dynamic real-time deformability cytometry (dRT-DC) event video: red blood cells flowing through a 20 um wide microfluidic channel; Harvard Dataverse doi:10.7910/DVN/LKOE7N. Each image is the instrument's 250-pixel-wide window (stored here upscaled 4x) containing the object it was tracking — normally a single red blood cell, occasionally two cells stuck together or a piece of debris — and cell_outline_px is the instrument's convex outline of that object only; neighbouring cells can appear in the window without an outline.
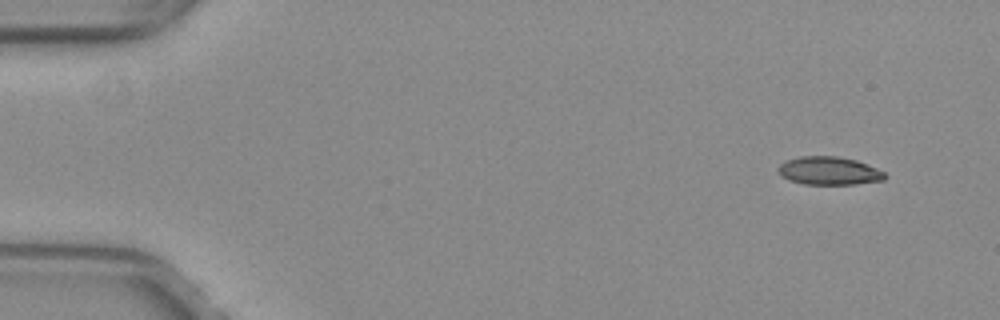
{"species": "common noctule bat (a hibernating species)", "species_latin": "Nyctalus noctula", "temperature_condition": "warm", "stored_images_in_passage": 53, "camera_frame_rate_fps": 3000, "um_per_image_px": 0.085, "animal": {"sex": "female", "body_mass_g": 29.2, "forearm_length_mm": 56.3}, "frame": {"image": 1, "passage_image": 5, "time_ms": 1.333, "image_size_px": [1000, 320], "cell_outline_px": [[888, 176], [884, 180], [856, 184], [804, 184], [788, 180], [780, 176], [776, 168], [784, 160], [800, 156], [836, 156], [856, 160], [876, 168], [884, 172]], "centroid_in_image_um": [70.43, 14.52], "position_along_channel_um": 14.6, "area_um2": 17.69}}
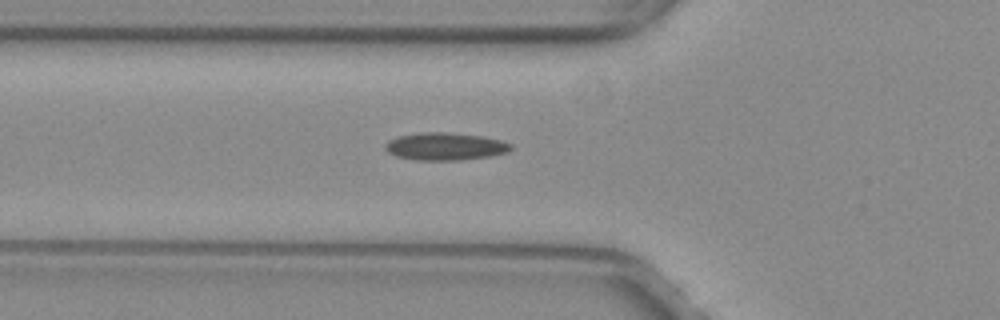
{"frame": {"image": 2, "passage_image": 20, "time_ms": 6.333, "image_size_px": [1000, 320], "cell_outline_px": [[512, 148], [508, 152], [492, 156], [460, 160], [416, 160], [396, 156], [388, 152], [384, 148], [388, 140], [400, 136], [424, 132], [444, 132], [480, 136], [500, 140], [512, 144]], "centroid_in_image_um": [37.85, 12.45], "position_along_channel_um": 87.9, "area_um2": 20.06}}
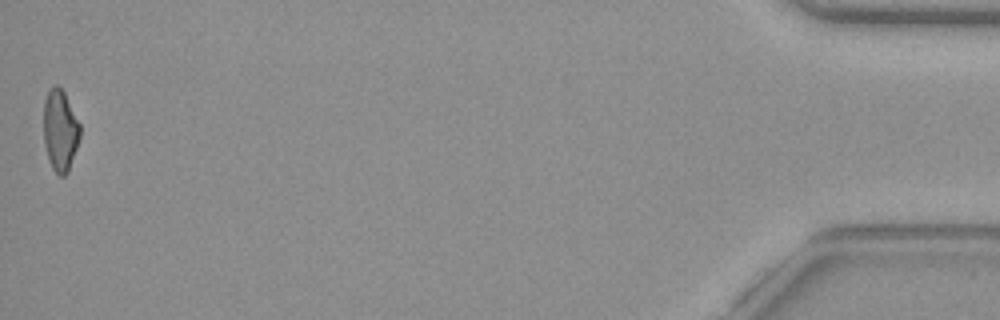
{"frame": {"image": 3, "passage_image": 53, "time_ms": 17.333, "image_size_px": [1000, 320], "cell_outline_px": [[80, 136], [68, 172], [64, 176], [60, 176], [52, 168], [44, 144], [44, 100], [48, 88], [56, 84], [64, 92], [80, 124]], "centroid_in_image_um": [5.1, 11.06], "position_along_channel_um": 430.1, "area_um2": 17.17}, "authors_computed_cell_mechanics": {"area_um2": 18.4382, "velocity_mm_per_s": 3.9971, "shape_relaxation_time_tau1_ms": null, "shape_relaxation_time_tau2_ms": 3.1931, "deformation_change_tau1": null, "deformation_change_tau2": 0.1173}}